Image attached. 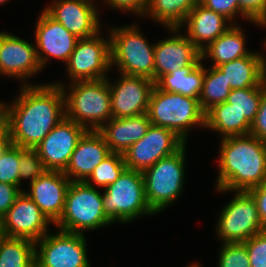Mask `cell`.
<instances>
[{
    "instance_id": "d6986e66",
    "label": "cell",
    "mask_w": 266,
    "mask_h": 267,
    "mask_svg": "<svg viewBox=\"0 0 266 267\" xmlns=\"http://www.w3.org/2000/svg\"><path fill=\"white\" fill-rule=\"evenodd\" d=\"M42 69L36 48L17 36L0 32V73L28 78Z\"/></svg>"
},
{
    "instance_id": "836d02e7",
    "label": "cell",
    "mask_w": 266,
    "mask_h": 267,
    "mask_svg": "<svg viewBox=\"0 0 266 267\" xmlns=\"http://www.w3.org/2000/svg\"><path fill=\"white\" fill-rule=\"evenodd\" d=\"M220 251L219 267H251L243 243H224Z\"/></svg>"
},
{
    "instance_id": "7bdbcfd3",
    "label": "cell",
    "mask_w": 266,
    "mask_h": 267,
    "mask_svg": "<svg viewBox=\"0 0 266 267\" xmlns=\"http://www.w3.org/2000/svg\"><path fill=\"white\" fill-rule=\"evenodd\" d=\"M10 144L9 127L5 117L0 121V153Z\"/></svg>"
},
{
    "instance_id": "60d3db41",
    "label": "cell",
    "mask_w": 266,
    "mask_h": 267,
    "mask_svg": "<svg viewBox=\"0 0 266 267\" xmlns=\"http://www.w3.org/2000/svg\"><path fill=\"white\" fill-rule=\"evenodd\" d=\"M255 200L258 216L263 229L266 230V181L248 191Z\"/></svg>"
},
{
    "instance_id": "ffe728a7",
    "label": "cell",
    "mask_w": 266,
    "mask_h": 267,
    "mask_svg": "<svg viewBox=\"0 0 266 267\" xmlns=\"http://www.w3.org/2000/svg\"><path fill=\"white\" fill-rule=\"evenodd\" d=\"M202 61L201 51L181 34L161 40L154 46V82L179 68L198 65Z\"/></svg>"
},
{
    "instance_id": "bcb514c9",
    "label": "cell",
    "mask_w": 266,
    "mask_h": 267,
    "mask_svg": "<svg viewBox=\"0 0 266 267\" xmlns=\"http://www.w3.org/2000/svg\"><path fill=\"white\" fill-rule=\"evenodd\" d=\"M188 267H200V266H199V264H196V263H195V264H192V265H190V266H188Z\"/></svg>"
},
{
    "instance_id": "83f0119b",
    "label": "cell",
    "mask_w": 266,
    "mask_h": 267,
    "mask_svg": "<svg viewBox=\"0 0 266 267\" xmlns=\"http://www.w3.org/2000/svg\"><path fill=\"white\" fill-rule=\"evenodd\" d=\"M199 0H148L146 13L156 21L163 23L170 32L178 34L190 11Z\"/></svg>"
},
{
    "instance_id": "5bb4252c",
    "label": "cell",
    "mask_w": 266,
    "mask_h": 267,
    "mask_svg": "<svg viewBox=\"0 0 266 267\" xmlns=\"http://www.w3.org/2000/svg\"><path fill=\"white\" fill-rule=\"evenodd\" d=\"M50 222L25 191L16 197L14 204L2 217L5 236L27 238L35 242L47 234Z\"/></svg>"
},
{
    "instance_id": "44dd1931",
    "label": "cell",
    "mask_w": 266,
    "mask_h": 267,
    "mask_svg": "<svg viewBox=\"0 0 266 267\" xmlns=\"http://www.w3.org/2000/svg\"><path fill=\"white\" fill-rule=\"evenodd\" d=\"M110 153L103 135L98 130H87L79 139L63 173L71 181L85 182Z\"/></svg>"
},
{
    "instance_id": "cb8c5ba5",
    "label": "cell",
    "mask_w": 266,
    "mask_h": 267,
    "mask_svg": "<svg viewBox=\"0 0 266 267\" xmlns=\"http://www.w3.org/2000/svg\"><path fill=\"white\" fill-rule=\"evenodd\" d=\"M226 19L221 14L205 8L198 3L188 14L184 23L188 25L186 35L202 51L212 41L221 36L228 28Z\"/></svg>"
},
{
    "instance_id": "ba28073f",
    "label": "cell",
    "mask_w": 266,
    "mask_h": 267,
    "mask_svg": "<svg viewBox=\"0 0 266 267\" xmlns=\"http://www.w3.org/2000/svg\"><path fill=\"white\" fill-rule=\"evenodd\" d=\"M185 145L175 154L160 159L142 172L145 197L156 214L172 203L182 192Z\"/></svg>"
},
{
    "instance_id": "ab89813d",
    "label": "cell",
    "mask_w": 266,
    "mask_h": 267,
    "mask_svg": "<svg viewBox=\"0 0 266 267\" xmlns=\"http://www.w3.org/2000/svg\"><path fill=\"white\" fill-rule=\"evenodd\" d=\"M22 192L15 185L0 182V217L2 218L6 212L14 204L16 197Z\"/></svg>"
},
{
    "instance_id": "ee69618b",
    "label": "cell",
    "mask_w": 266,
    "mask_h": 267,
    "mask_svg": "<svg viewBox=\"0 0 266 267\" xmlns=\"http://www.w3.org/2000/svg\"><path fill=\"white\" fill-rule=\"evenodd\" d=\"M5 117V105L0 102V121Z\"/></svg>"
},
{
    "instance_id": "d4e9b609",
    "label": "cell",
    "mask_w": 266,
    "mask_h": 267,
    "mask_svg": "<svg viewBox=\"0 0 266 267\" xmlns=\"http://www.w3.org/2000/svg\"><path fill=\"white\" fill-rule=\"evenodd\" d=\"M203 80L204 67L200 62L198 65L179 68L167 75L161 76L155 82V85L165 92L179 93L199 99Z\"/></svg>"
},
{
    "instance_id": "4fadbf2b",
    "label": "cell",
    "mask_w": 266,
    "mask_h": 267,
    "mask_svg": "<svg viewBox=\"0 0 266 267\" xmlns=\"http://www.w3.org/2000/svg\"><path fill=\"white\" fill-rule=\"evenodd\" d=\"M87 130L64 117L33 149L46 171L64 172L79 139Z\"/></svg>"
},
{
    "instance_id": "2e32d148",
    "label": "cell",
    "mask_w": 266,
    "mask_h": 267,
    "mask_svg": "<svg viewBox=\"0 0 266 267\" xmlns=\"http://www.w3.org/2000/svg\"><path fill=\"white\" fill-rule=\"evenodd\" d=\"M93 2L88 0H60L45 11L78 39L99 33L100 20Z\"/></svg>"
},
{
    "instance_id": "6da1fadb",
    "label": "cell",
    "mask_w": 266,
    "mask_h": 267,
    "mask_svg": "<svg viewBox=\"0 0 266 267\" xmlns=\"http://www.w3.org/2000/svg\"><path fill=\"white\" fill-rule=\"evenodd\" d=\"M22 85L16 102L5 106V119L10 143L33 149L65 117L66 90L60 83Z\"/></svg>"
},
{
    "instance_id": "8992f818",
    "label": "cell",
    "mask_w": 266,
    "mask_h": 267,
    "mask_svg": "<svg viewBox=\"0 0 266 267\" xmlns=\"http://www.w3.org/2000/svg\"><path fill=\"white\" fill-rule=\"evenodd\" d=\"M102 195L105 215L114 222H130L142 214H154L145 197L141 171L125 169Z\"/></svg>"
},
{
    "instance_id": "f1b7e54d",
    "label": "cell",
    "mask_w": 266,
    "mask_h": 267,
    "mask_svg": "<svg viewBox=\"0 0 266 267\" xmlns=\"http://www.w3.org/2000/svg\"><path fill=\"white\" fill-rule=\"evenodd\" d=\"M35 245L27 238L5 236L0 242V267H33Z\"/></svg>"
},
{
    "instance_id": "74e56055",
    "label": "cell",
    "mask_w": 266,
    "mask_h": 267,
    "mask_svg": "<svg viewBox=\"0 0 266 267\" xmlns=\"http://www.w3.org/2000/svg\"><path fill=\"white\" fill-rule=\"evenodd\" d=\"M205 8L221 14L229 21L238 13L241 14L238 0H199Z\"/></svg>"
},
{
    "instance_id": "7402d4cb",
    "label": "cell",
    "mask_w": 266,
    "mask_h": 267,
    "mask_svg": "<svg viewBox=\"0 0 266 267\" xmlns=\"http://www.w3.org/2000/svg\"><path fill=\"white\" fill-rule=\"evenodd\" d=\"M150 125L151 121L146 112L128 118L112 117L98 131L103 135L111 152L123 154L146 134Z\"/></svg>"
},
{
    "instance_id": "4316f807",
    "label": "cell",
    "mask_w": 266,
    "mask_h": 267,
    "mask_svg": "<svg viewBox=\"0 0 266 267\" xmlns=\"http://www.w3.org/2000/svg\"><path fill=\"white\" fill-rule=\"evenodd\" d=\"M241 29L230 26L221 36L212 41L201 51L202 60L208 56L213 59L212 66L217 67L240 57L248 56L251 52L245 49V38Z\"/></svg>"
},
{
    "instance_id": "9a60e30c",
    "label": "cell",
    "mask_w": 266,
    "mask_h": 267,
    "mask_svg": "<svg viewBox=\"0 0 266 267\" xmlns=\"http://www.w3.org/2000/svg\"><path fill=\"white\" fill-rule=\"evenodd\" d=\"M121 76L118 83H109L112 117L128 118L146 113L155 82L145 77Z\"/></svg>"
},
{
    "instance_id": "b9f144b4",
    "label": "cell",
    "mask_w": 266,
    "mask_h": 267,
    "mask_svg": "<svg viewBox=\"0 0 266 267\" xmlns=\"http://www.w3.org/2000/svg\"><path fill=\"white\" fill-rule=\"evenodd\" d=\"M105 1V0H104ZM148 0H106V2L116 9L136 12L139 15L145 14Z\"/></svg>"
},
{
    "instance_id": "f546056e",
    "label": "cell",
    "mask_w": 266,
    "mask_h": 267,
    "mask_svg": "<svg viewBox=\"0 0 266 267\" xmlns=\"http://www.w3.org/2000/svg\"><path fill=\"white\" fill-rule=\"evenodd\" d=\"M230 92V84L225 80L222 71L215 66L208 70L204 68V80L199 96V104L205 113L214 105L227 101Z\"/></svg>"
},
{
    "instance_id": "d6a6232c",
    "label": "cell",
    "mask_w": 266,
    "mask_h": 267,
    "mask_svg": "<svg viewBox=\"0 0 266 267\" xmlns=\"http://www.w3.org/2000/svg\"><path fill=\"white\" fill-rule=\"evenodd\" d=\"M23 154L21 146L9 144L0 153V182L19 186V158Z\"/></svg>"
},
{
    "instance_id": "1f68e13d",
    "label": "cell",
    "mask_w": 266,
    "mask_h": 267,
    "mask_svg": "<svg viewBox=\"0 0 266 267\" xmlns=\"http://www.w3.org/2000/svg\"><path fill=\"white\" fill-rule=\"evenodd\" d=\"M126 168L123 154L111 152L94 168L86 181L91 179L97 186L106 188L114 183Z\"/></svg>"
},
{
    "instance_id": "ac0fdd59",
    "label": "cell",
    "mask_w": 266,
    "mask_h": 267,
    "mask_svg": "<svg viewBox=\"0 0 266 267\" xmlns=\"http://www.w3.org/2000/svg\"><path fill=\"white\" fill-rule=\"evenodd\" d=\"M71 180L60 171H45L30 183V192L25 194L40 208L41 212L56 223L64 210L65 197Z\"/></svg>"
},
{
    "instance_id": "f6af8a7d",
    "label": "cell",
    "mask_w": 266,
    "mask_h": 267,
    "mask_svg": "<svg viewBox=\"0 0 266 267\" xmlns=\"http://www.w3.org/2000/svg\"><path fill=\"white\" fill-rule=\"evenodd\" d=\"M5 237L4 231H3V224H2V218L0 217V242Z\"/></svg>"
},
{
    "instance_id": "7dc6e473",
    "label": "cell",
    "mask_w": 266,
    "mask_h": 267,
    "mask_svg": "<svg viewBox=\"0 0 266 267\" xmlns=\"http://www.w3.org/2000/svg\"><path fill=\"white\" fill-rule=\"evenodd\" d=\"M6 1H8V0H0V4L4 3Z\"/></svg>"
},
{
    "instance_id": "5b68a950",
    "label": "cell",
    "mask_w": 266,
    "mask_h": 267,
    "mask_svg": "<svg viewBox=\"0 0 266 267\" xmlns=\"http://www.w3.org/2000/svg\"><path fill=\"white\" fill-rule=\"evenodd\" d=\"M113 223L104 213L102 195L90 181H71L63 213L55 223L62 231L83 234Z\"/></svg>"
},
{
    "instance_id": "e575fe53",
    "label": "cell",
    "mask_w": 266,
    "mask_h": 267,
    "mask_svg": "<svg viewBox=\"0 0 266 267\" xmlns=\"http://www.w3.org/2000/svg\"><path fill=\"white\" fill-rule=\"evenodd\" d=\"M19 168V185L21 179H30L33 182L46 171L38 153L32 148H23Z\"/></svg>"
},
{
    "instance_id": "e0dca14e",
    "label": "cell",
    "mask_w": 266,
    "mask_h": 267,
    "mask_svg": "<svg viewBox=\"0 0 266 267\" xmlns=\"http://www.w3.org/2000/svg\"><path fill=\"white\" fill-rule=\"evenodd\" d=\"M36 27V50L42 68L48 60L47 56L67 62L79 39L45 10L38 18ZM42 52L47 56H43Z\"/></svg>"
},
{
    "instance_id": "3957f363",
    "label": "cell",
    "mask_w": 266,
    "mask_h": 267,
    "mask_svg": "<svg viewBox=\"0 0 266 267\" xmlns=\"http://www.w3.org/2000/svg\"><path fill=\"white\" fill-rule=\"evenodd\" d=\"M73 83L68 96L64 95L65 117L86 130H99L112 118L109 80L106 78Z\"/></svg>"
},
{
    "instance_id": "603a6c76",
    "label": "cell",
    "mask_w": 266,
    "mask_h": 267,
    "mask_svg": "<svg viewBox=\"0 0 266 267\" xmlns=\"http://www.w3.org/2000/svg\"><path fill=\"white\" fill-rule=\"evenodd\" d=\"M231 90L258 87L266 81V60L258 53L218 65Z\"/></svg>"
},
{
    "instance_id": "f35d334b",
    "label": "cell",
    "mask_w": 266,
    "mask_h": 267,
    "mask_svg": "<svg viewBox=\"0 0 266 267\" xmlns=\"http://www.w3.org/2000/svg\"><path fill=\"white\" fill-rule=\"evenodd\" d=\"M249 134L266 142V90L262 95L259 110L256 114L255 120L251 123Z\"/></svg>"
},
{
    "instance_id": "7c38bea8",
    "label": "cell",
    "mask_w": 266,
    "mask_h": 267,
    "mask_svg": "<svg viewBox=\"0 0 266 267\" xmlns=\"http://www.w3.org/2000/svg\"><path fill=\"white\" fill-rule=\"evenodd\" d=\"M96 35L79 39L67 63L72 82L106 79L111 67L110 38Z\"/></svg>"
},
{
    "instance_id": "52a82bcc",
    "label": "cell",
    "mask_w": 266,
    "mask_h": 267,
    "mask_svg": "<svg viewBox=\"0 0 266 267\" xmlns=\"http://www.w3.org/2000/svg\"><path fill=\"white\" fill-rule=\"evenodd\" d=\"M111 66L120 74L145 77L154 81V46L149 45L138 27L113 28L110 36Z\"/></svg>"
},
{
    "instance_id": "7a4b0ae2",
    "label": "cell",
    "mask_w": 266,
    "mask_h": 267,
    "mask_svg": "<svg viewBox=\"0 0 266 267\" xmlns=\"http://www.w3.org/2000/svg\"><path fill=\"white\" fill-rule=\"evenodd\" d=\"M217 191H249L266 181V142L251 134L222 138Z\"/></svg>"
},
{
    "instance_id": "8d00e7d4",
    "label": "cell",
    "mask_w": 266,
    "mask_h": 267,
    "mask_svg": "<svg viewBox=\"0 0 266 267\" xmlns=\"http://www.w3.org/2000/svg\"><path fill=\"white\" fill-rule=\"evenodd\" d=\"M241 15L257 25H266V0H238Z\"/></svg>"
},
{
    "instance_id": "4dcf8cb0",
    "label": "cell",
    "mask_w": 266,
    "mask_h": 267,
    "mask_svg": "<svg viewBox=\"0 0 266 267\" xmlns=\"http://www.w3.org/2000/svg\"><path fill=\"white\" fill-rule=\"evenodd\" d=\"M266 90V81L258 87L231 90L226 102L232 104L245 118L252 123L259 110L262 95Z\"/></svg>"
},
{
    "instance_id": "277c9868",
    "label": "cell",
    "mask_w": 266,
    "mask_h": 267,
    "mask_svg": "<svg viewBox=\"0 0 266 267\" xmlns=\"http://www.w3.org/2000/svg\"><path fill=\"white\" fill-rule=\"evenodd\" d=\"M147 114L151 124L171 129L185 142L188 129L195 125L205 126V112L199 99L165 92L156 85L150 95Z\"/></svg>"
},
{
    "instance_id": "8fae6325",
    "label": "cell",
    "mask_w": 266,
    "mask_h": 267,
    "mask_svg": "<svg viewBox=\"0 0 266 267\" xmlns=\"http://www.w3.org/2000/svg\"><path fill=\"white\" fill-rule=\"evenodd\" d=\"M85 236L60 230L46 234L36 241L35 265L37 267H90L86 254ZM39 251V253L37 252Z\"/></svg>"
},
{
    "instance_id": "d590c367",
    "label": "cell",
    "mask_w": 266,
    "mask_h": 267,
    "mask_svg": "<svg viewBox=\"0 0 266 267\" xmlns=\"http://www.w3.org/2000/svg\"><path fill=\"white\" fill-rule=\"evenodd\" d=\"M243 244L246 246L251 267H266V230L255 234Z\"/></svg>"
},
{
    "instance_id": "30bf717a",
    "label": "cell",
    "mask_w": 266,
    "mask_h": 267,
    "mask_svg": "<svg viewBox=\"0 0 266 267\" xmlns=\"http://www.w3.org/2000/svg\"><path fill=\"white\" fill-rule=\"evenodd\" d=\"M185 141L171 129L151 124L146 134L124 153L127 169L143 172L160 159L175 154Z\"/></svg>"
},
{
    "instance_id": "484cf974",
    "label": "cell",
    "mask_w": 266,
    "mask_h": 267,
    "mask_svg": "<svg viewBox=\"0 0 266 267\" xmlns=\"http://www.w3.org/2000/svg\"><path fill=\"white\" fill-rule=\"evenodd\" d=\"M216 130L228 136L247 135L250 132L251 123L232 104L223 102L214 105L205 113V128Z\"/></svg>"
},
{
    "instance_id": "9c48e42d",
    "label": "cell",
    "mask_w": 266,
    "mask_h": 267,
    "mask_svg": "<svg viewBox=\"0 0 266 267\" xmlns=\"http://www.w3.org/2000/svg\"><path fill=\"white\" fill-rule=\"evenodd\" d=\"M219 217L217 232L224 243H243L264 231L255 200L248 191H236Z\"/></svg>"
}]
</instances>
